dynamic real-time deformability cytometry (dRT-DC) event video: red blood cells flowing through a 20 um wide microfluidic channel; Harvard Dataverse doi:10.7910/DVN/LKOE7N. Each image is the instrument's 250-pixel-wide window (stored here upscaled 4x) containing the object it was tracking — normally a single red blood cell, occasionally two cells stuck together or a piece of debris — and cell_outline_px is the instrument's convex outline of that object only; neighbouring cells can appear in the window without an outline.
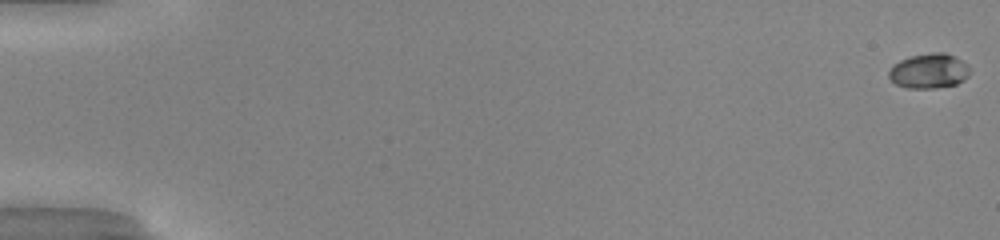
{"species": "common noctule bat (a hibernating species)", "species_latin": "Nyctalus noctula", "temperature_condition": "warm", "stored_images_in_passage": 52, "camera_frame_rate_fps": 3000, "um_per_image_px": 0.085, "animal": {"sex": "male", "body_mass_g": 20.0, "forearm_length_mm": 53.3}, "frame": {"image": 1, "passage_image": 1, "time_ms": 0.0, "image_size_px": [1000, 240], "cell_outline_px": [[968, 76], [964, 80], [956, 84], [936, 88], [908, 88], [896, 84], [888, 76], [888, 72], [892, 64], [908, 56], [932, 52], [944, 52], [968, 64]], "centroid_in_image_um": [78.93, 6.03], "position_along_channel_um": 6.1, "area_um2": 16.47}}
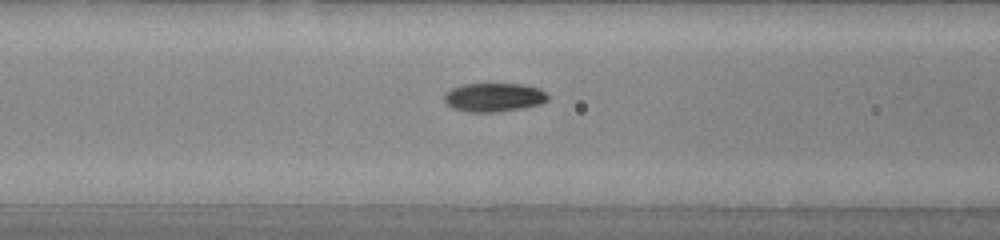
{"frame": {"image": 2, "passage_image": 23, "time_ms": 7.333, "image_size_px": [1000, 240], "cell_outline_px": [[548, 100], [540, 104], [524, 108], [496, 112], [468, 112], [452, 108], [444, 100], [444, 96], [452, 88], [464, 84], [520, 84], [540, 88], [548, 96]], "centroid_in_image_um": [42.0, 8.28], "position_along_channel_um": 124.6, "area_um2": 17.28}}
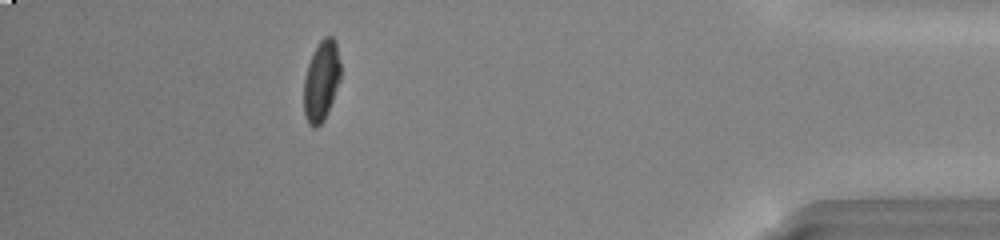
{"frame": {"image": 3, "passage_image": 47, "time_ms": 15.333, "image_size_px": [1000, 240], "cell_outline_px": [[340, 80], [324, 120], [316, 128], [312, 128], [308, 124], [304, 116], [304, 80], [308, 64], [320, 40], [324, 36], [332, 36], [336, 40], [340, 60]], "centroid_in_image_um": [27.31, 6.88], "position_along_channel_um": 407.9, "area_um2": 17.22}, "authors_computed_cell_mechanics": {"area_um2": 17.2533, "velocity_mm_per_s": 4.1213, "shape_relaxation_time_tau1_ms": 2.5677, "shape_relaxation_time_tau2_ms": 1.4111, "deformation_change_tau1": 0.1307, "deformation_change_tau2": 0.044}}